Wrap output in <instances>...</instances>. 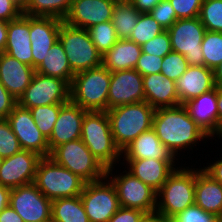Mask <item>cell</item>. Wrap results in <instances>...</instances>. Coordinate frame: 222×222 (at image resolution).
<instances>
[{"instance_id": "44", "label": "cell", "mask_w": 222, "mask_h": 222, "mask_svg": "<svg viewBox=\"0 0 222 222\" xmlns=\"http://www.w3.org/2000/svg\"><path fill=\"white\" fill-rule=\"evenodd\" d=\"M162 61L163 57L142 52L138 59L137 65L135 66V70H137L142 76L160 73Z\"/></svg>"}, {"instance_id": "57", "label": "cell", "mask_w": 222, "mask_h": 222, "mask_svg": "<svg viewBox=\"0 0 222 222\" xmlns=\"http://www.w3.org/2000/svg\"><path fill=\"white\" fill-rule=\"evenodd\" d=\"M21 7H23L26 3V0H15Z\"/></svg>"}, {"instance_id": "14", "label": "cell", "mask_w": 222, "mask_h": 222, "mask_svg": "<svg viewBox=\"0 0 222 222\" xmlns=\"http://www.w3.org/2000/svg\"><path fill=\"white\" fill-rule=\"evenodd\" d=\"M6 119L21 149L37 153L41 157L50 156L48 139L37 128L29 109L17 103Z\"/></svg>"}, {"instance_id": "48", "label": "cell", "mask_w": 222, "mask_h": 222, "mask_svg": "<svg viewBox=\"0 0 222 222\" xmlns=\"http://www.w3.org/2000/svg\"><path fill=\"white\" fill-rule=\"evenodd\" d=\"M210 165L204 166L202 169L209 174L214 180L218 181L222 185V157L220 160L213 162Z\"/></svg>"}, {"instance_id": "51", "label": "cell", "mask_w": 222, "mask_h": 222, "mask_svg": "<svg viewBox=\"0 0 222 222\" xmlns=\"http://www.w3.org/2000/svg\"><path fill=\"white\" fill-rule=\"evenodd\" d=\"M11 188L0 185V212L10 205Z\"/></svg>"}, {"instance_id": "56", "label": "cell", "mask_w": 222, "mask_h": 222, "mask_svg": "<svg viewBox=\"0 0 222 222\" xmlns=\"http://www.w3.org/2000/svg\"><path fill=\"white\" fill-rule=\"evenodd\" d=\"M162 222H176L173 218L162 217Z\"/></svg>"}, {"instance_id": "31", "label": "cell", "mask_w": 222, "mask_h": 222, "mask_svg": "<svg viewBox=\"0 0 222 222\" xmlns=\"http://www.w3.org/2000/svg\"><path fill=\"white\" fill-rule=\"evenodd\" d=\"M73 0H26L22 13L34 17H53L64 20Z\"/></svg>"}, {"instance_id": "6", "label": "cell", "mask_w": 222, "mask_h": 222, "mask_svg": "<svg viewBox=\"0 0 222 222\" xmlns=\"http://www.w3.org/2000/svg\"><path fill=\"white\" fill-rule=\"evenodd\" d=\"M85 181L57 164L51 157H42L37 165L34 184L48 199L79 196Z\"/></svg>"}, {"instance_id": "41", "label": "cell", "mask_w": 222, "mask_h": 222, "mask_svg": "<svg viewBox=\"0 0 222 222\" xmlns=\"http://www.w3.org/2000/svg\"><path fill=\"white\" fill-rule=\"evenodd\" d=\"M149 14L165 29L168 30L178 19L169 0H161Z\"/></svg>"}, {"instance_id": "5", "label": "cell", "mask_w": 222, "mask_h": 222, "mask_svg": "<svg viewBox=\"0 0 222 222\" xmlns=\"http://www.w3.org/2000/svg\"><path fill=\"white\" fill-rule=\"evenodd\" d=\"M111 72L103 65L76 73L70 100L86 111H107Z\"/></svg>"}, {"instance_id": "27", "label": "cell", "mask_w": 222, "mask_h": 222, "mask_svg": "<svg viewBox=\"0 0 222 222\" xmlns=\"http://www.w3.org/2000/svg\"><path fill=\"white\" fill-rule=\"evenodd\" d=\"M124 159L177 160L168 148L161 143L155 131L141 133L121 151Z\"/></svg>"}, {"instance_id": "47", "label": "cell", "mask_w": 222, "mask_h": 222, "mask_svg": "<svg viewBox=\"0 0 222 222\" xmlns=\"http://www.w3.org/2000/svg\"><path fill=\"white\" fill-rule=\"evenodd\" d=\"M16 104L17 100L0 83V118H7Z\"/></svg>"}, {"instance_id": "52", "label": "cell", "mask_w": 222, "mask_h": 222, "mask_svg": "<svg viewBox=\"0 0 222 222\" xmlns=\"http://www.w3.org/2000/svg\"><path fill=\"white\" fill-rule=\"evenodd\" d=\"M218 135L222 131V87L217 86Z\"/></svg>"}, {"instance_id": "54", "label": "cell", "mask_w": 222, "mask_h": 222, "mask_svg": "<svg viewBox=\"0 0 222 222\" xmlns=\"http://www.w3.org/2000/svg\"><path fill=\"white\" fill-rule=\"evenodd\" d=\"M213 71L215 85L222 87V61Z\"/></svg>"}, {"instance_id": "2", "label": "cell", "mask_w": 222, "mask_h": 222, "mask_svg": "<svg viewBox=\"0 0 222 222\" xmlns=\"http://www.w3.org/2000/svg\"><path fill=\"white\" fill-rule=\"evenodd\" d=\"M155 108L146 101L106 111L115 145L122 151L141 133L152 129Z\"/></svg>"}, {"instance_id": "12", "label": "cell", "mask_w": 222, "mask_h": 222, "mask_svg": "<svg viewBox=\"0 0 222 222\" xmlns=\"http://www.w3.org/2000/svg\"><path fill=\"white\" fill-rule=\"evenodd\" d=\"M69 100L70 85L65 80L35 72L17 103L30 109L50 104H65Z\"/></svg>"}, {"instance_id": "46", "label": "cell", "mask_w": 222, "mask_h": 222, "mask_svg": "<svg viewBox=\"0 0 222 222\" xmlns=\"http://www.w3.org/2000/svg\"><path fill=\"white\" fill-rule=\"evenodd\" d=\"M22 14V7L15 0H0V20L9 22Z\"/></svg>"}, {"instance_id": "4", "label": "cell", "mask_w": 222, "mask_h": 222, "mask_svg": "<svg viewBox=\"0 0 222 222\" xmlns=\"http://www.w3.org/2000/svg\"><path fill=\"white\" fill-rule=\"evenodd\" d=\"M81 140L106 168L117 166L121 151L115 145L106 111H87L81 128ZM115 164V166H114Z\"/></svg>"}, {"instance_id": "58", "label": "cell", "mask_w": 222, "mask_h": 222, "mask_svg": "<svg viewBox=\"0 0 222 222\" xmlns=\"http://www.w3.org/2000/svg\"><path fill=\"white\" fill-rule=\"evenodd\" d=\"M217 137H219L218 139L222 138V131L220 132V134Z\"/></svg>"}, {"instance_id": "11", "label": "cell", "mask_w": 222, "mask_h": 222, "mask_svg": "<svg viewBox=\"0 0 222 222\" xmlns=\"http://www.w3.org/2000/svg\"><path fill=\"white\" fill-rule=\"evenodd\" d=\"M80 198L89 222H108L121 207L115 187L107 177L85 183Z\"/></svg>"}, {"instance_id": "13", "label": "cell", "mask_w": 222, "mask_h": 222, "mask_svg": "<svg viewBox=\"0 0 222 222\" xmlns=\"http://www.w3.org/2000/svg\"><path fill=\"white\" fill-rule=\"evenodd\" d=\"M10 206L24 222H51L52 201L34 183L12 188Z\"/></svg>"}, {"instance_id": "36", "label": "cell", "mask_w": 222, "mask_h": 222, "mask_svg": "<svg viewBox=\"0 0 222 222\" xmlns=\"http://www.w3.org/2000/svg\"><path fill=\"white\" fill-rule=\"evenodd\" d=\"M96 49L104 55L119 40L111 21L94 25L87 29Z\"/></svg>"}, {"instance_id": "32", "label": "cell", "mask_w": 222, "mask_h": 222, "mask_svg": "<svg viewBox=\"0 0 222 222\" xmlns=\"http://www.w3.org/2000/svg\"><path fill=\"white\" fill-rule=\"evenodd\" d=\"M129 0H118L114 6L111 22L118 39H129L140 16Z\"/></svg>"}, {"instance_id": "15", "label": "cell", "mask_w": 222, "mask_h": 222, "mask_svg": "<svg viewBox=\"0 0 222 222\" xmlns=\"http://www.w3.org/2000/svg\"><path fill=\"white\" fill-rule=\"evenodd\" d=\"M41 158L37 153L24 149L4 158L0 167V185L12 189L34 183Z\"/></svg>"}, {"instance_id": "42", "label": "cell", "mask_w": 222, "mask_h": 222, "mask_svg": "<svg viewBox=\"0 0 222 222\" xmlns=\"http://www.w3.org/2000/svg\"><path fill=\"white\" fill-rule=\"evenodd\" d=\"M173 219L176 222H222L211 213L205 212L200 207L193 205L177 214Z\"/></svg>"}, {"instance_id": "40", "label": "cell", "mask_w": 222, "mask_h": 222, "mask_svg": "<svg viewBox=\"0 0 222 222\" xmlns=\"http://www.w3.org/2000/svg\"><path fill=\"white\" fill-rule=\"evenodd\" d=\"M142 52L164 57L172 51L170 37L168 31L165 30L161 34L155 36L151 40L141 45Z\"/></svg>"}, {"instance_id": "38", "label": "cell", "mask_w": 222, "mask_h": 222, "mask_svg": "<svg viewBox=\"0 0 222 222\" xmlns=\"http://www.w3.org/2000/svg\"><path fill=\"white\" fill-rule=\"evenodd\" d=\"M189 67L185 56L171 51L163 57L161 62V72L167 78L176 81Z\"/></svg>"}, {"instance_id": "34", "label": "cell", "mask_w": 222, "mask_h": 222, "mask_svg": "<svg viewBox=\"0 0 222 222\" xmlns=\"http://www.w3.org/2000/svg\"><path fill=\"white\" fill-rule=\"evenodd\" d=\"M163 31L165 29L149 13H141L129 40L141 46Z\"/></svg>"}, {"instance_id": "20", "label": "cell", "mask_w": 222, "mask_h": 222, "mask_svg": "<svg viewBox=\"0 0 222 222\" xmlns=\"http://www.w3.org/2000/svg\"><path fill=\"white\" fill-rule=\"evenodd\" d=\"M176 92L180 104L216 88L214 71L206 66L189 65L176 81Z\"/></svg>"}, {"instance_id": "39", "label": "cell", "mask_w": 222, "mask_h": 222, "mask_svg": "<svg viewBox=\"0 0 222 222\" xmlns=\"http://www.w3.org/2000/svg\"><path fill=\"white\" fill-rule=\"evenodd\" d=\"M21 150L16 135L6 118H0V157L8 158Z\"/></svg>"}, {"instance_id": "22", "label": "cell", "mask_w": 222, "mask_h": 222, "mask_svg": "<svg viewBox=\"0 0 222 222\" xmlns=\"http://www.w3.org/2000/svg\"><path fill=\"white\" fill-rule=\"evenodd\" d=\"M128 172L149 185L156 192L162 187L169 175L176 169L174 160L123 159Z\"/></svg>"}, {"instance_id": "19", "label": "cell", "mask_w": 222, "mask_h": 222, "mask_svg": "<svg viewBox=\"0 0 222 222\" xmlns=\"http://www.w3.org/2000/svg\"><path fill=\"white\" fill-rule=\"evenodd\" d=\"M63 22V20L53 17L30 16V40L34 69L41 64L48 50L58 41Z\"/></svg>"}, {"instance_id": "9", "label": "cell", "mask_w": 222, "mask_h": 222, "mask_svg": "<svg viewBox=\"0 0 222 222\" xmlns=\"http://www.w3.org/2000/svg\"><path fill=\"white\" fill-rule=\"evenodd\" d=\"M113 170L114 167L108 168L106 177L115 187L120 206L137 209L147 215L155 214L157 192L130 172L126 170L120 174L116 172L113 176Z\"/></svg>"}, {"instance_id": "55", "label": "cell", "mask_w": 222, "mask_h": 222, "mask_svg": "<svg viewBox=\"0 0 222 222\" xmlns=\"http://www.w3.org/2000/svg\"><path fill=\"white\" fill-rule=\"evenodd\" d=\"M142 222H162V216L157 214L147 215Z\"/></svg>"}, {"instance_id": "7", "label": "cell", "mask_w": 222, "mask_h": 222, "mask_svg": "<svg viewBox=\"0 0 222 222\" xmlns=\"http://www.w3.org/2000/svg\"><path fill=\"white\" fill-rule=\"evenodd\" d=\"M49 157L86 183L99 181L107 174V169L92 155L81 139L57 146Z\"/></svg>"}, {"instance_id": "1", "label": "cell", "mask_w": 222, "mask_h": 222, "mask_svg": "<svg viewBox=\"0 0 222 222\" xmlns=\"http://www.w3.org/2000/svg\"><path fill=\"white\" fill-rule=\"evenodd\" d=\"M152 129L157 137L176 158L182 150L193 151L203 139L210 137L190 117L184 105L157 108L153 117ZM179 152V153H178Z\"/></svg>"}, {"instance_id": "16", "label": "cell", "mask_w": 222, "mask_h": 222, "mask_svg": "<svg viewBox=\"0 0 222 222\" xmlns=\"http://www.w3.org/2000/svg\"><path fill=\"white\" fill-rule=\"evenodd\" d=\"M145 101L143 76L135 69L111 72L108 110L120 105Z\"/></svg>"}, {"instance_id": "33", "label": "cell", "mask_w": 222, "mask_h": 222, "mask_svg": "<svg viewBox=\"0 0 222 222\" xmlns=\"http://www.w3.org/2000/svg\"><path fill=\"white\" fill-rule=\"evenodd\" d=\"M201 49L204 66L214 70L222 61V32H205Z\"/></svg>"}, {"instance_id": "29", "label": "cell", "mask_w": 222, "mask_h": 222, "mask_svg": "<svg viewBox=\"0 0 222 222\" xmlns=\"http://www.w3.org/2000/svg\"><path fill=\"white\" fill-rule=\"evenodd\" d=\"M35 72L65 80L71 85L74 73L70 68L69 61L60 41H56L48 50L41 64L35 69Z\"/></svg>"}, {"instance_id": "28", "label": "cell", "mask_w": 222, "mask_h": 222, "mask_svg": "<svg viewBox=\"0 0 222 222\" xmlns=\"http://www.w3.org/2000/svg\"><path fill=\"white\" fill-rule=\"evenodd\" d=\"M141 53V46L134 41L119 39L102 55V65L110 72L135 69Z\"/></svg>"}, {"instance_id": "50", "label": "cell", "mask_w": 222, "mask_h": 222, "mask_svg": "<svg viewBox=\"0 0 222 222\" xmlns=\"http://www.w3.org/2000/svg\"><path fill=\"white\" fill-rule=\"evenodd\" d=\"M0 222H24L17 212L9 205L0 212Z\"/></svg>"}, {"instance_id": "49", "label": "cell", "mask_w": 222, "mask_h": 222, "mask_svg": "<svg viewBox=\"0 0 222 222\" xmlns=\"http://www.w3.org/2000/svg\"><path fill=\"white\" fill-rule=\"evenodd\" d=\"M160 1L161 0H129L140 13H149Z\"/></svg>"}, {"instance_id": "35", "label": "cell", "mask_w": 222, "mask_h": 222, "mask_svg": "<svg viewBox=\"0 0 222 222\" xmlns=\"http://www.w3.org/2000/svg\"><path fill=\"white\" fill-rule=\"evenodd\" d=\"M63 105L64 104H50L29 109L37 128L47 139L51 136L54 124L59 116V111Z\"/></svg>"}, {"instance_id": "8", "label": "cell", "mask_w": 222, "mask_h": 222, "mask_svg": "<svg viewBox=\"0 0 222 222\" xmlns=\"http://www.w3.org/2000/svg\"><path fill=\"white\" fill-rule=\"evenodd\" d=\"M74 74L102 65V54L96 49L86 29L61 24L59 37Z\"/></svg>"}, {"instance_id": "23", "label": "cell", "mask_w": 222, "mask_h": 222, "mask_svg": "<svg viewBox=\"0 0 222 222\" xmlns=\"http://www.w3.org/2000/svg\"><path fill=\"white\" fill-rule=\"evenodd\" d=\"M183 105L190 117L210 139L218 136L217 86L215 89L201 94Z\"/></svg>"}, {"instance_id": "53", "label": "cell", "mask_w": 222, "mask_h": 222, "mask_svg": "<svg viewBox=\"0 0 222 222\" xmlns=\"http://www.w3.org/2000/svg\"><path fill=\"white\" fill-rule=\"evenodd\" d=\"M7 27H8V22L0 20V53L4 52L6 46Z\"/></svg>"}, {"instance_id": "59", "label": "cell", "mask_w": 222, "mask_h": 222, "mask_svg": "<svg viewBox=\"0 0 222 222\" xmlns=\"http://www.w3.org/2000/svg\"><path fill=\"white\" fill-rule=\"evenodd\" d=\"M2 162H3V158L0 157V167L2 165Z\"/></svg>"}, {"instance_id": "43", "label": "cell", "mask_w": 222, "mask_h": 222, "mask_svg": "<svg viewBox=\"0 0 222 222\" xmlns=\"http://www.w3.org/2000/svg\"><path fill=\"white\" fill-rule=\"evenodd\" d=\"M177 19L199 17L203 0H169Z\"/></svg>"}, {"instance_id": "25", "label": "cell", "mask_w": 222, "mask_h": 222, "mask_svg": "<svg viewBox=\"0 0 222 222\" xmlns=\"http://www.w3.org/2000/svg\"><path fill=\"white\" fill-rule=\"evenodd\" d=\"M143 90L145 101L155 109L180 105L175 81L162 73L144 75Z\"/></svg>"}, {"instance_id": "26", "label": "cell", "mask_w": 222, "mask_h": 222, "mask_svg": "<svg viewBox=\"0 0 222 222\" xmlns=\"http://www.w3.org/2000/svg\"><path fill=\"white\" fill-rule=\"evenodd\" d=\"M195 169V205L222 221V185L202 168Z\"/></svg>"}, {"instance_id": "45", "label": "cell", "mask_w": 222, "mask_h": 222, "mask_svg": "<svg viewBox=\"0 0 222 222\" xmlns=\"http://www.w3.org/2000/svg\"><path fill=\"white\" fill-rule=\"evenodd\" d=\"M146 216L143 211L120 207L108 222H142Z\"/></svg>"}, {"instance_id": "30", "label": "cell", "mask_w": 222, "mask_h": 222, "mask_svg": "<svg viewBox=\"0 0 222 222\" xmlns=\"http://www.w3.org/2000/svg\"><path fill=\"white\" fill-rule=\"evenodd\" d=\"M51 222H89L80 195L52 200Z\"/></svg>"}, {"instance_id": "10", "label": "cell", "mask_w": 222, "mask_h": 222, "mask_svg": "<svg viewBox=\"0 0 222 222\" xmlns=\"http://www.w3.org/2000/svg\"><path fill=\"white\" fill-rule=\"evenodd\" d=\"M167 31L172 51L184 55L189 65H204L201 43L206 29L199 17L178 19Z\"/></svg>"}, {"instance_id": "17", "label": "cell", "mask_w": 222, "mask_h": 222, "mask_svg": "<svg viewBox=\"0 0 222 222\" xmlns=\"http://www.w3.org/2000/svg\"><path fill=\"white\" fill-rule=\"evenodd\" d=\"M118 0H73L71 9L63 20L67 25L88 29L94 25L111 21Z\"/></svg>"}, {"instance_id": "37", "label": "cell", "mask_w": 222, "mask_h": 222, "mask_svg": "<svg viewBox=\"0 0 222 222\" xmlns=\"http://www.w3.org/2000/svg\"><path fill=\"white\" fill-rule=\"evenodd\" d=\"M199 18L207 31L222 32V0L203 1Z\"/></svg>"}, {"instance_id": "3", "label": "cell", "mask_w": 222, "mask_h": 222, "mask_svg": "<svg viewBox=\"0 0 222 222\" xmlns=\"http://www.w3.org/2000/svg\"><path fill=\"white\" fill-rule=\"evenodd\" d=\"M196 170L183 165L177 167L156 194L155 214L173 218L195 205ZM160 200V201H159Z\"/></svg>"}, {"instance_id": "24", "label": "cell", "mask_w": 222, "mask_h": 222, "mask_svg": "<svg viewBox=\"0 0 222 222\" xmlns=\"http://www.w3.org/2000/svg\"><path fill=\"white\" fill-rule=\"evenodd\" d=\"M4 52L33 67L30 16L22 13L18 18L8 22L7 42Z\"/></svg>"}, {"instance_id": "18", "label": "cell", "mask_w": 222, "mask_h": 222, "mask_svg": "<svg viewBox=\"0 0 222 222\" xmlns=\"http://www.w3.org/2000/svg\"><path fill=\"white\" fill-rule=\"evenodd\" d=\"M86 112V110L74 104L71 100L61 107L51 136L48 139L50 153L57 146L81 139L82 121Z\"/></svg>"}, {"instance_id": "21", "label": "cell", "mask_w": 222, "mask_h": 222, "mask_svg": "<svg viewBox=\"0 0 222 222\" xmlns=\"http://www.w3.org/2000/svg\"><path fill=\"white\" fill-rule=\"evenodd\" d=\"M35 69L9 54L0 53V83L18 101L31 83Z\"/></svg>"}]
</instances>
